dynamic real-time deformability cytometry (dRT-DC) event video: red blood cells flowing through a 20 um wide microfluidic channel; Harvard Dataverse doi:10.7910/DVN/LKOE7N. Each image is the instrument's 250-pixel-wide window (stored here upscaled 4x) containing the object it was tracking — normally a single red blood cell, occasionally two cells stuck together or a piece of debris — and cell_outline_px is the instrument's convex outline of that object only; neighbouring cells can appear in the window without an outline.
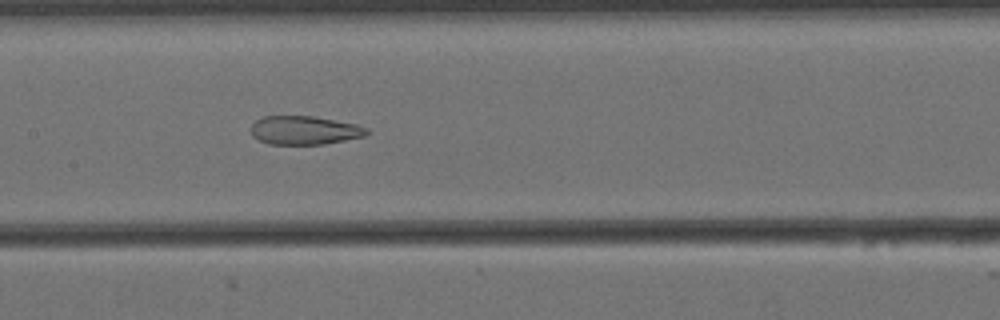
{"species": "Egyptian fruit bat (a non-hibernating species)", "species_latin": "Rousettus aegyptiacus", "temperature_condition": "cold", "stored_images_in_passage": 58, "camera_frame_rate_fps": 3000, "um_per_image_px": 0.085, "animal": {"sex": "female"}, "frame": {"image": 1, "passage_image": 27, "time_ms": 8.667, "image_size_px": [1000, 320], "cell_outline_px": [[368, 132], [364, 136], [324, 144], [268, 144], [252, 136], [252, 124], [256, 120], [264, 116], [312, 116], [356, 124], [368, 128]], "centroid_in_image_um": [25.87, 11.07], "position_along_channel_um": 181.5, "area_um2": 19.13}}
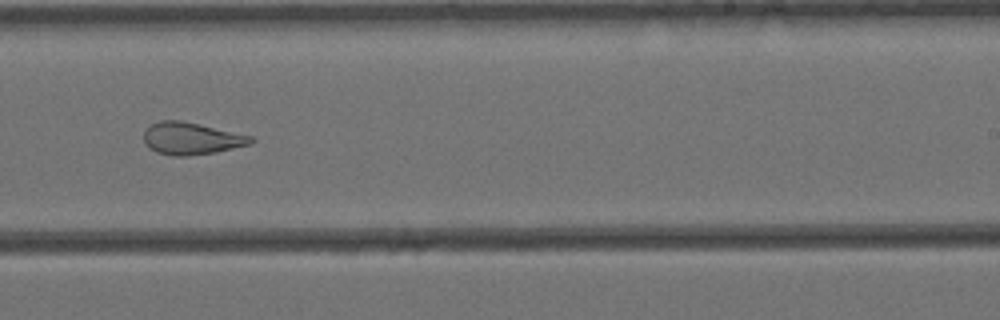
{"frame": {"image": 2, "passage_image": 35, "time_ms": 11.333, "image_size_px": [1000, 320], "cell_outline_px": [[256, 140], [252, 144], [216, 152], [184, 156], [172, 156], [156, 152], [148, 148], [144, 144], [144, 132], [152, 124], [160, 120], [180, 120], [252, 136]], "centroid_in_image_um": [16.26, 11.78], "position_along_channel_um": 272.7, "area_um2": 20.06}}
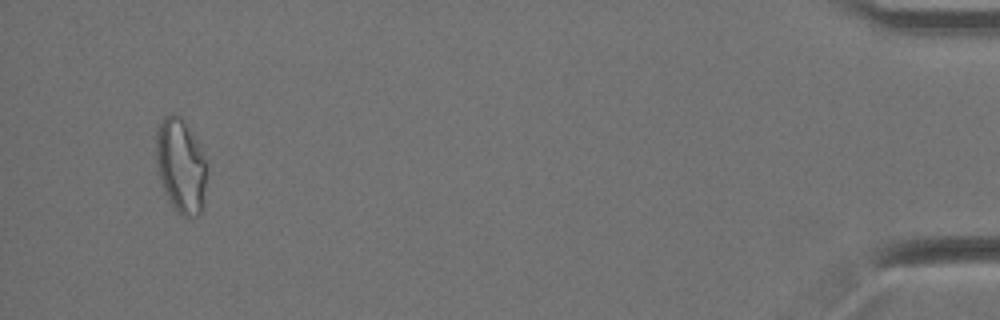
{"frame": {"image": 3, "passage_image": 55, "time_ms": 18.0, "image_size_px": [1000, 320], "cell_outline_px": [[208, 168], [204, 208], [196, 216], [180, 216], [176, 212], [168, 200], [164, 192], [160, 180], [156, 164], [156, 128], [160, 120], [164, 116], [172, 112], [180, 116], [184, 120], [196, 140]], "centroid_in_image_um": [15.36, 14.11], "position_along_channel_um": 419.8, "area_um2": 28.55}, "authors_computed_cell_mechanics": {"area_um2": 24.9985, "velocity_mm_per_s": 3.4393, "shape_relaxation_time_tau1_ms": null, "shape_relaxation_time_tau2_ms": 2.1605, "deformation_change_tau1": null, "deformation_change_tau2": 0.108}}